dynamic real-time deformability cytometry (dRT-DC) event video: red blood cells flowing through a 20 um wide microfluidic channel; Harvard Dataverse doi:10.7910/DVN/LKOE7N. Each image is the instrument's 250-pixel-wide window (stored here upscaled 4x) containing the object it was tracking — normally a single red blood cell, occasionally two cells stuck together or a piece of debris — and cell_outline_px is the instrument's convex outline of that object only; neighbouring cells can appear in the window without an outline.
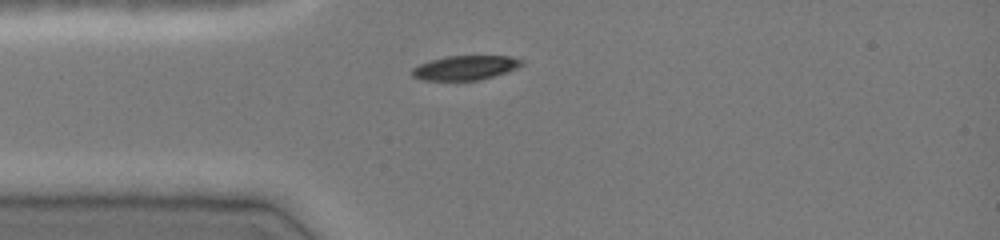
{"species": "common noctule bat (a hibernating species)", "species_latin": "Nyctalus noctula", "temperature_condition": "cold", "stored_images_in_passage": 32, "camera_frame_rate_fps": 3000, "um_per_image_px": 0.085, "animal": {"sex": "female", "body_mass_g": 19.0, "forearm_length_mm": 51.5}, "frame": {"image": 1, "passage_image": 1, "time_ms": 0.0, "image_size_px": [1000, 240], "cell_outline_px": [[524, 64], [516, 68], [480, 80], [420, 80], [412, 76], [412, 68], [420, 64], [444, 56], [512, 56], [524, 60]], "centroid_in_image_um": [39.54, 5.75], "position_along_channel_um": 45.5, "area_um2": 15.49}}
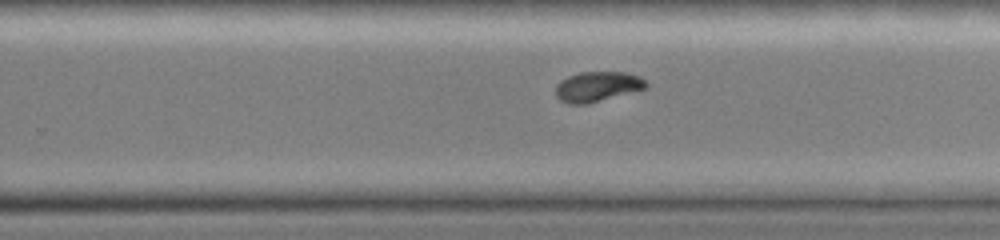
{"frame": {"image": 2, "passage_image": 19, "time_ms": 6.0, "image_size_px": [1000, 240], "cell_outline_px": [[648, 88], [588, 104], [568, 104], [560, 100], [556, 96], [556, 84], [560, 80], [568, 76], [580, 72], [624, 72], [640, 76], [648, 84]], "centroid_in_image_um": [50.78, 7.36], "position_along_channel_um": 279.0, "area_um2": 16.01}}
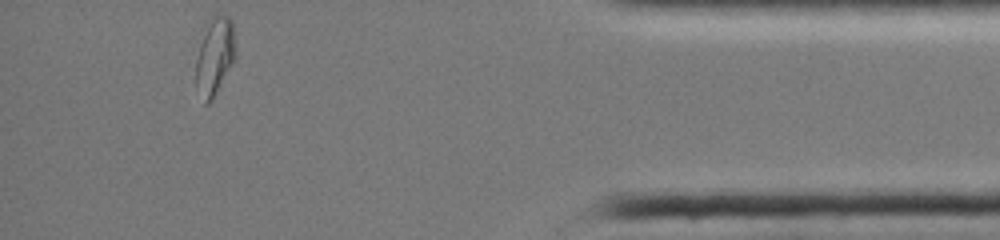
{"frame": {"image": 3, "passage_image": 32, "time_ms": 10.333, "image_size_px": [1000, 240], "cell_outline_px": [[236, 56], [212, 100], [208, 104], [204, 104], [196, 84], [196, 60], [200, 44], [208, 20], [216, 12], [228, 16], [232, 20], [236, 40]], "centroid_in_image_um": [18.28, 4.71], "position_along_channel_um": 416.9, "area_um2": 18.03}, "authors_computed_cell_mechanics": {"area_um2": 16.9354, "velocity_mm_per_s": 4.0455, "shape_relaxation_time_tau1_ms": null, "shape_relaxation_time_tau2_ms": 2.1721, "deformation_change_tau1": null, "deformation_change_tau2": 0.0473}}